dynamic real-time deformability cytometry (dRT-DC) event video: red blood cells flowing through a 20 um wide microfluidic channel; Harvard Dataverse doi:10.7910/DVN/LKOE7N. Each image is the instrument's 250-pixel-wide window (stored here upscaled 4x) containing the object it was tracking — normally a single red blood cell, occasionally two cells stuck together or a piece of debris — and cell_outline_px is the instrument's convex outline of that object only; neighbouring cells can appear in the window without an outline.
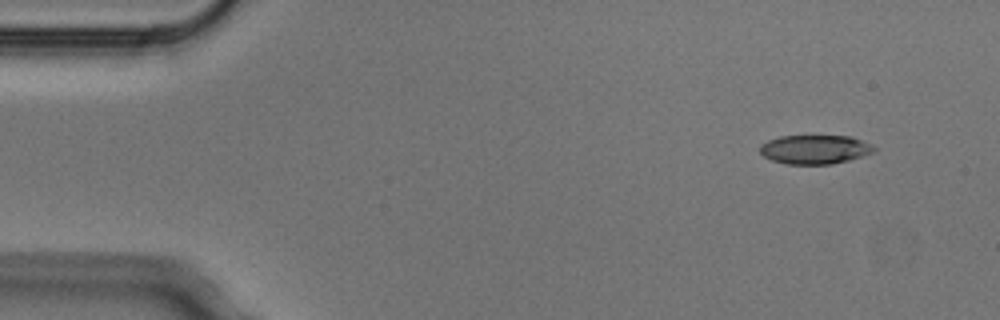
{"species": "Egyptian fruit bat (a non-hibernating species)", "species_latin": "Rousettus aegyptiacus", "temperature_condition": "cold", "stored_images_in_passage": 4, "camera_frame_rate_fps": 3000, "um_per_image_px": 0.085, "animal": {"sex": "male"}, "frame": {"image": 1, "passage_image": 1, "time_ms": 0.0, "image_size_px": [1000, 320], "cell_outline_px": [[876, 148], [872, 152], [848, 160], [832, 164], [788, 164], [772, 160], [764, 156], [760, 152], [760, 144], [768, 140], [780, 136], [852, 136]], "centroid_in_image_um": [69.21, 12.7], "position_along_channel_um": 15.8, "area_um2": 19.02}}
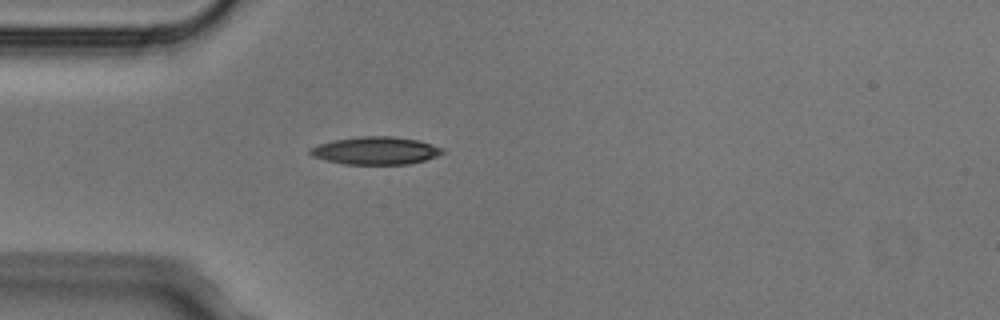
{"frame": {"image": 2, "passage_image": 4, "time_ms": 1.0, "image_size_px": [1000, 320], "cell_outline_px": [[444, 152], [436, 156], [424, 160], [408, 164], [344, 164], [324, 160], [312, 156], [308, 152], [308, 148], [332, 140], [356, 136], [392, 136], [420, 140], [444, 148]], "centroid_in_image_um": [31.9, 12.79], "position_along_channel_um": 53.1, "area_um2": 21.56}}